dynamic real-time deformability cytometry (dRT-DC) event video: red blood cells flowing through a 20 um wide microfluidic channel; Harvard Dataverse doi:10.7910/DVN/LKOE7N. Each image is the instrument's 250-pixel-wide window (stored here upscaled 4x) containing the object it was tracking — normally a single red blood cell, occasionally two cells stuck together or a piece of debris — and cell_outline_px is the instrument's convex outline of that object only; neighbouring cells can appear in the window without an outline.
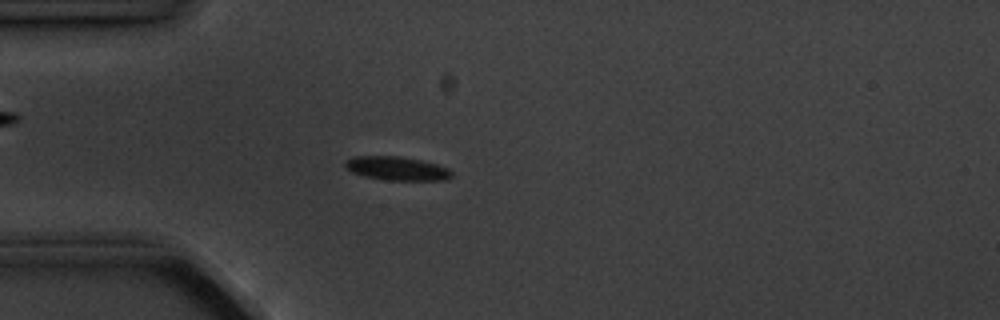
{"species": "common noctule bat (a hibernating species)", "species_latin": "Nyctalus noctula", "temperature_condition": "cold", "stored_images_in_passage": 5, "camera_frame_rate_fps": 3000, "um_per_image_px": 0.085, "animal": {"sex": "male", "body_mass_g": 20.1, "forearm_length_mm": 53.5}, "frame": {"image": 1, "passage_image": 4, "time_ms": 3.667, "image_size_px": [1000, 320], "cell_outline_px": [[452, 176], [448, 180], [384, 180], [364, 176], [352, 172], [344, 164], [344, 160], [352, 156], [400, 156], [420, 160], [436, 164], [448, 168], [452, 172]], "centroid_in_image_um": [33.72, 14.32], "position_along_channel_um": 51.3, "area_um2": 14.8}}